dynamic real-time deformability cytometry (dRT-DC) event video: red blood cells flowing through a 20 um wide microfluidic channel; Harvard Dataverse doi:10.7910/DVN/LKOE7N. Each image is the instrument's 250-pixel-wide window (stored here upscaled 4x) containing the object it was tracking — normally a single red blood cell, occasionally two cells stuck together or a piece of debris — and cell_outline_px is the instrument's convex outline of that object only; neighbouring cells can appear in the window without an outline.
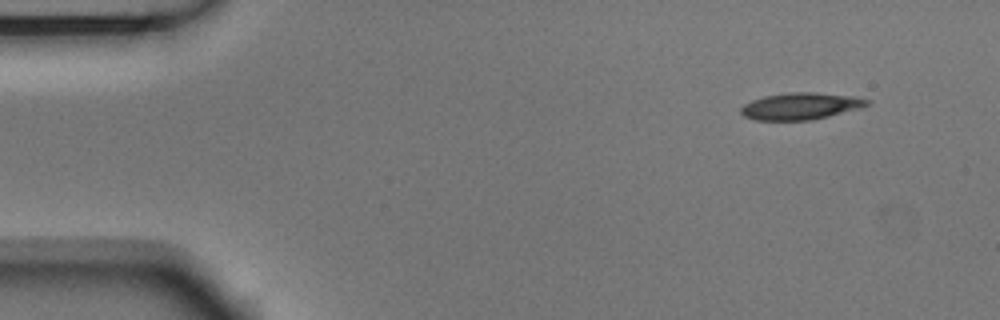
{"species": "Egyptian fruit bat (a non-hibernating species)", "species_latin": "Rousettus aegyptiacus", "temperature_condition": "room temperature", "stored_images_in_passage": 3, "camera_frame_rate_fps": 3000, "um_per_image_px": 0.085, "animal": {"sex": "male"}, "frame": {"image": 1, "passage_image": 1, "time_ms": 0.0, "image_size_px": [1000, 320], "cell_outline_px": [[872, 104], [860, 108], [812, 120], [752, 120], [744, 116], [740, 112], [740, 108], [744, 104], [752, 100], [764, 96], [792, 92], [812, 92], [852, 96], [868, 100]], "centroid_in_image_um": [68.03, 9.03], "position_along_channel_um": 17.0, "area_um2": 19.65}}
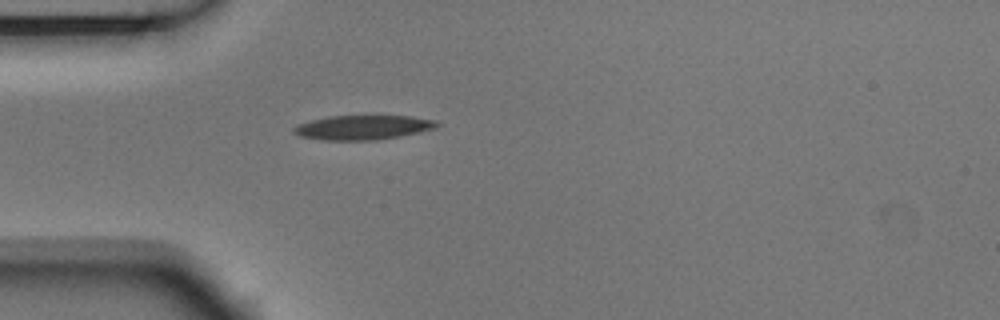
{"frame": {"image": 2, "passage_image": 3, "time_ms": 0.667, "image_size_px": [1000, 320], "cell_outline_px": [[440, 124], [436, 128], [420, 132], [400, 136], [376, 140], [320, 140], [300, 136], [292, 132], [292, 128], [296, 124], [328, 116], [412, 116], [436, 120]], "centroid_in_image_um": [30.84, 10.83], "position_along_channel_um": 54.2, "area_um2": 20.52}}